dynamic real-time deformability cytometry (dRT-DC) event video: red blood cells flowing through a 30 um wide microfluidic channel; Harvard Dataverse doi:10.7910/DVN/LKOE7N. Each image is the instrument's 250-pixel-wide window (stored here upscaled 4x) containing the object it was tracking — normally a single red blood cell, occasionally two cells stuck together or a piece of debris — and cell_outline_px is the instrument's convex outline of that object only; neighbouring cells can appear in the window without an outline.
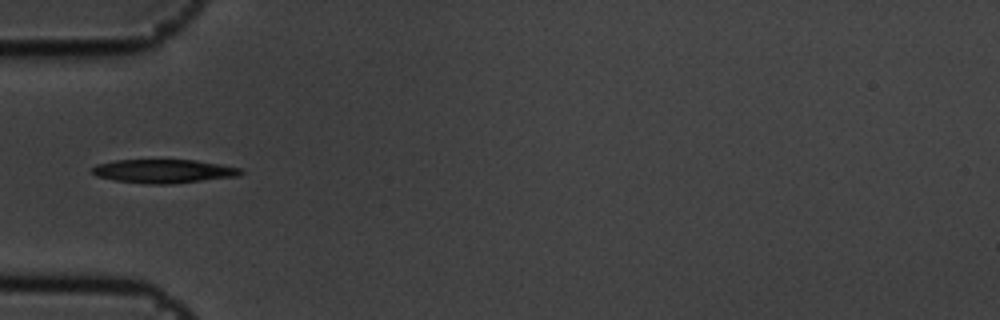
{"species": "common noctule bat (a hibernating species)", "species_latin": "Nyctalus noctula", "temperature_condition": "cold", "stored_images_in_passage": 9, "camera_frame_rate_fps": 3000, "um_per_image_px": 0.085, "animal": {"sex": "male", "body_mass_g": 19.5, "forearm_length_mm": 54.6}, "frame": {"image": 1, "passage_image": 1, "time_ms": 0.0, "image_size_px": [1000, 320], "cell_outline_px": [[244, 172], [240, 176], [172, 184], [148, 184], [112, 180], [96, 176], [92, 172], [92, 168], [96, 164], [116, 160], [196, 160], [244, 168]], "centroid_in_image_um": [13.95, 14.55], "position_along_channel_um": 71.0, "area_um2": 20.75}}
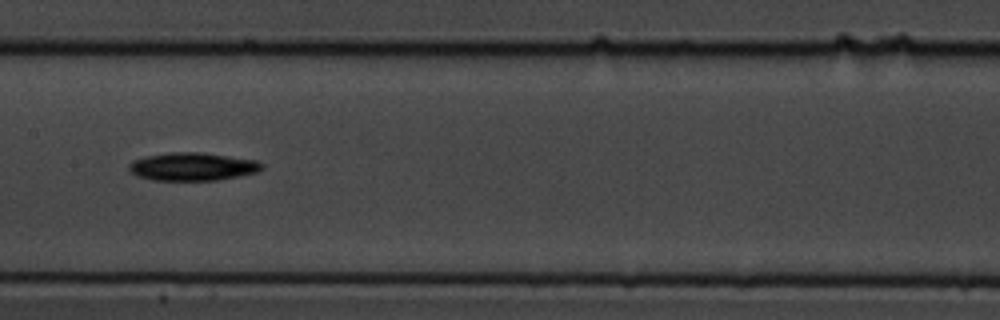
{"frame": {"image": 2, "passage_image": 4, "time_ms": 1.0, "image_size_px": [1000, 320], "cell_outline_px": [[264, 168], [256, 172], [216, 180], [152, 180], [136, 176], [128, 168], [128, 164], [132, 160], [144, 156], [172, 152], [200, 152], [256, 160], [264, 164]], "centroid_in_image_um": [16.32, 14.15], "position_along_channel_um": 191.1, "area_um2": 21.68}}
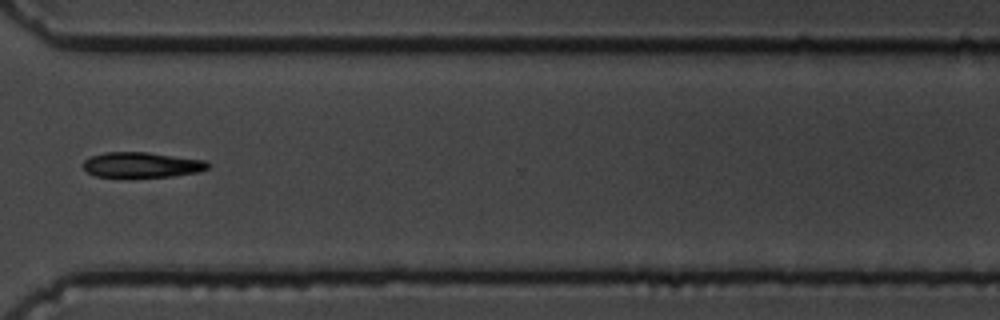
{"frame": {"image": 3, "passage_image": 8, "time_ms": 2.333, "image_size_px": [1000, 320], "cell_outline_px": [[208, 168], [196, 172], [172, 176], [96, 176], [88, 172], [84, 168], [84, 160], [92, 156], [104, 152], [148, 152], [204, 160], [208, 164]], "centroid_in_image_um": [12.03, 13.99], "position_along_channel_um": 358.6, "area_um2": 17.92}}